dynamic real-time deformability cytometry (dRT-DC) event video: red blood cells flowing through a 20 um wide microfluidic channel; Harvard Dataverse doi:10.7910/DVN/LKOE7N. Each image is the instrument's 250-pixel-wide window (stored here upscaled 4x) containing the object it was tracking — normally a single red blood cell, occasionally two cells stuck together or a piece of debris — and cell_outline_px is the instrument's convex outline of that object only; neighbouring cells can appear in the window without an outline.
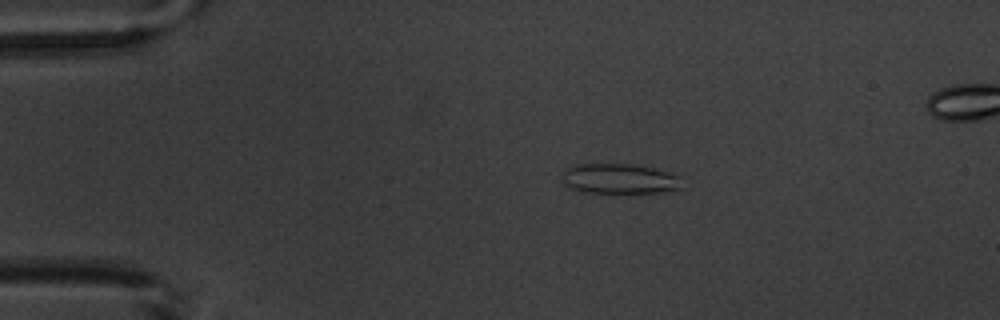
{"species": "common noctule bat (a hibernating species)", "species_latin": "Nyctalus noctula", "temperature_condition": "warm", "stored_images_in_passage": 6, "camera_frame_rate_fps": 3000, "um_per_image_px": 0.085, "animal": {"sex": "male", "body_mass_g": 20.1, "forearm_length_mm": 53.5}, "frame": {"image": 1, "passage_image": 2, "time_ms": 2.0, "image_size_px": [1000, 320], "cell_outline_px": [[680, 188], [660, 192], [580, 192], [564, 184], [560, 172], [564, 168], [572, 164], [632, 164], [652, 168], [668, 172], [680, 176]], "centroid_in_image_um": [52.56, 15.17], "position_along_channel_um": 32.4, "area_um2": 20.98}}
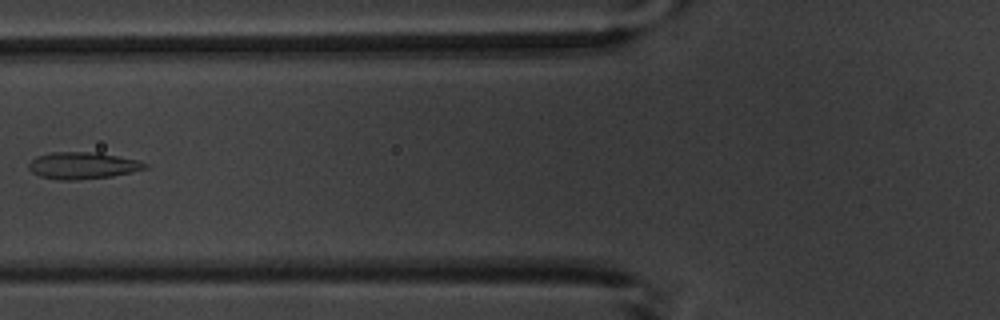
{"frame": {"image": 2, "passage_image": 5, "time_ms": 5.667, "image_size_px": [1000, 320], "cell_outline_px": [[148, 168], [132, 172], [112, 176], [76, 180], [60, 180], [40, 176], [32, 172], [28, 168], [28, 164], [36, 156], [52, 152], [96, 152], [140, 160], [148, 164]], "centroid_in_image_um": [7.04, 14.07], "position_along_channel_um": 118.8, "area_um2": 18.26}}
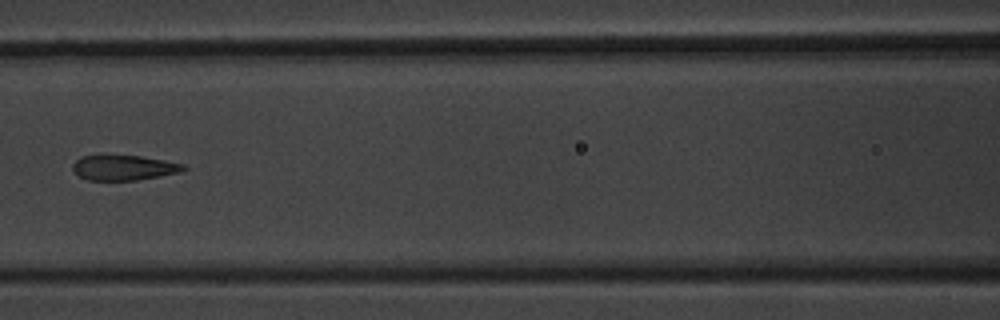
{"frame": {"image": 3, "passage_image": 6, "time_ms": 6.667, "image_size_px": [1000, 320], "cell_outline_px": [[188, 168], [180, 172], [136, 180], [88, 180], [80, 176], [72, 168], [72, 164], [80, 156], [100, 152], [140, 156], [164, 160], [184, 164]], "centroid_in_image_um": [10.46, 14.2], "position_along_channel_um": 156.1, "area_um2": 16.82}}